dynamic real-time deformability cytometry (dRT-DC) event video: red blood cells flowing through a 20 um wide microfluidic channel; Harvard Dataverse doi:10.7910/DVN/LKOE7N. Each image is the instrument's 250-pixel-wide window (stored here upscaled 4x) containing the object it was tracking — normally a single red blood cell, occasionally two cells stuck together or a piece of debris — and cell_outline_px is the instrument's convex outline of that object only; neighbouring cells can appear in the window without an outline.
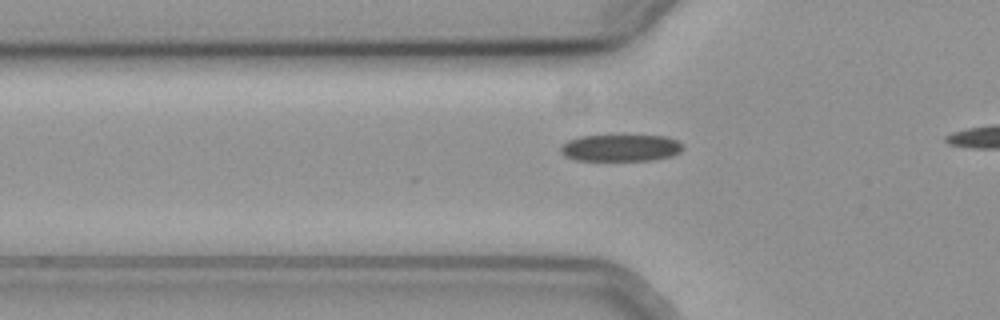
{"species": "common noctule bat (a hibernating species)", "species_latin": "Nyctalus noctula", "temperature_condition": "cold", "stored_images_in_passage": 32, "camera_frame_rate_fps": 3000, "um_per_image_px": 0.085, "animal": {"sex": "female", "body_mass_g": 19.3, "forearm_length_mm": 54.1}, "frame": {"image": 1, "passage_image": 5, "time_ms": 1.333, "image_size_px": [1000, 320], "cell_outline_px": [[684, 148], [680, 152], [672, 156], [652, 160], [576, 160], [564, 156], [560, 152], [560, 148], [568, 140], [580, 136], [664, 136], [676, 140]], "centroid_in_image_um": [52.74, 12.58], "position_along_channel_um": 73.1, "area_um2": 18.96}}
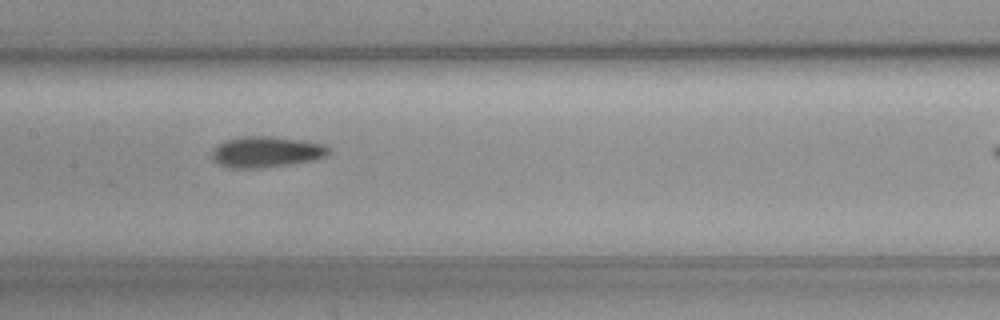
{"frame": {"image": 2, "passage_image": 14, "time_ms": 4.333, "image_size_px": [1000, 320], "cell_outline_px": [[328, 152], [324, 156], [312, 160], [288, 164], [260, 168], [232, 168], [216, 164], [212, 160], [212, 148], [224, 140], [240, 136], [272, 136], [300, 140], [324, 144], [328, 148]], "centroid_in_image_um": [22.53, 12.9], "position_along_channel_um": 184.9, "area_um2": 21.04}}
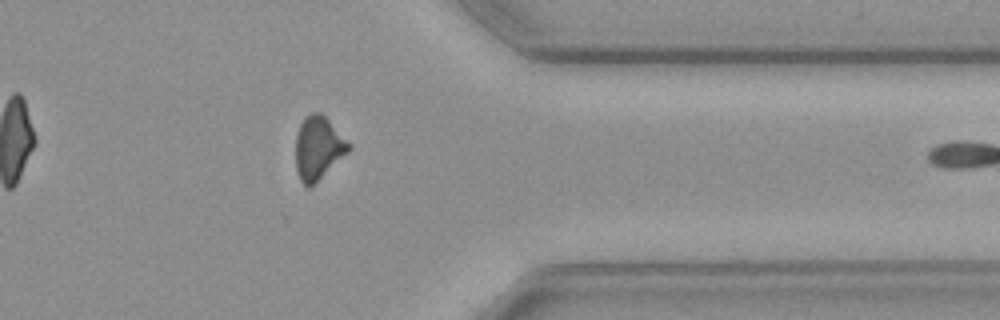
{"frame": {"image": 3, "passage_image": 31, "time_ms": 10.0, "image_size_px": [1000, 320], "cell_outline_px": [[352, 148], [348, 152], [308, 188], [300, 180], [296, 168], [296, 136], [300, 124], [304, 116], [312, 112], [320, 112], [352, 144]], "centroid_in_image_um": [27.05, 12.54], "position_along_channel_um": 384.4, "area_um2": 19.25}}